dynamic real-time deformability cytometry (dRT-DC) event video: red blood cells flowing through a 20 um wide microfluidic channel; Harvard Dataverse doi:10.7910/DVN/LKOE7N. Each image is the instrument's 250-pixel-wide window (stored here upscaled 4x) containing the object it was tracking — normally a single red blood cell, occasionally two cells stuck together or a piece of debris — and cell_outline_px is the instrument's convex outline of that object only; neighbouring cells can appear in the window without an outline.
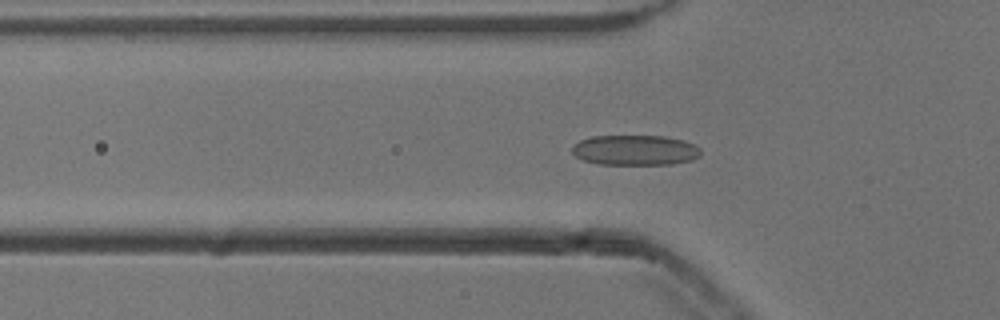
{"species": "common noctule bat (a hibernating species)", "species_latin": "Nyctalus noctula", "temperature_condition": "cold", "stored_images_in_passage": 45, "camera_frame_rate_fps": 3000, "um_per_image_px": 0.085, "animal": {"sex": "male", "body_mass_g": 13.3}, "frame": {"image": 1, "passage_image": 17, "time_ms": 5.333, "image_size_px": [1000, 320], "cell_outline_px": [[700, 156], [692, 160], [672, 164], [600, 164], [584, 160], [576, 156], [572, 152], [572, 144], [580, 140], [592, 136], [664, 136], [684, 140], [700, 148]], "centroid_in_image_um": [53.98, 12.76], "position_along_channel_um": 71.8, "area_um2": 22.66}}
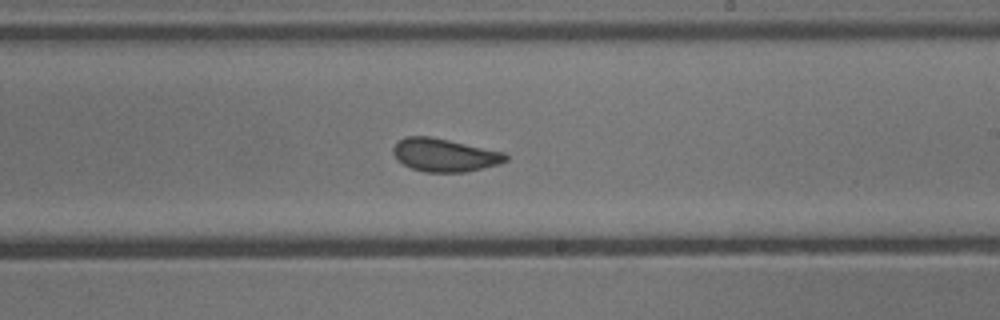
{"frame": {"image": 2, "passage_image": 31, "time_ms": 10.0, "image_size_px": [1000, 320], "cell_outline_px": [[508, 160], [500, 164], [464, 172], [424, 172], [412, 168], [396, 160], [392, 152], [392, 148], [404, 136], [428, 136], [448, 140], [504, 152], [508, 156]], "centroid_in_image_um": [37.77, 13.18], "position_along_channel_um": 251.2, "area_um2": 21.62}}
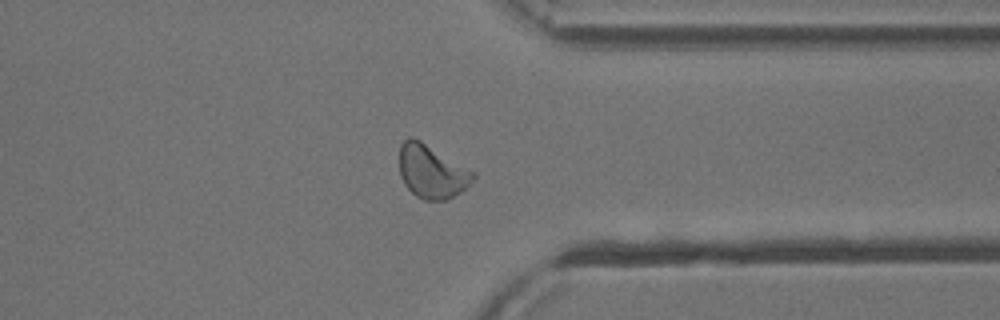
{"frame": {"image": 3, "passage_image": 41, "time_ms": 13.333, "image_size_px": [1000, 320], "cell_outline_px": [[476, 176], [460, 192], [444, 200], [424, 200], [416, 196], [404, 184], [400, 176], [400, 144], [408, 136], [412, 136], [420, 140], [476, 172]], "centroid_in_image_um": [36.68, 14.56], "position_along_channel_um": 374.7, "area_um2": 22.83}, "authors_computed_cell_mechanics": {"area_um2": 22.0218, "velocity_mm_per_s": 3.8221, "shape_relaxation_time_tau1_ms": 6.9965, "shape_relaxation_time_tau2_ms": 1.425, "deformation_change_tau1": 0.1373, "deformation_change_tau2": 0.0868}}